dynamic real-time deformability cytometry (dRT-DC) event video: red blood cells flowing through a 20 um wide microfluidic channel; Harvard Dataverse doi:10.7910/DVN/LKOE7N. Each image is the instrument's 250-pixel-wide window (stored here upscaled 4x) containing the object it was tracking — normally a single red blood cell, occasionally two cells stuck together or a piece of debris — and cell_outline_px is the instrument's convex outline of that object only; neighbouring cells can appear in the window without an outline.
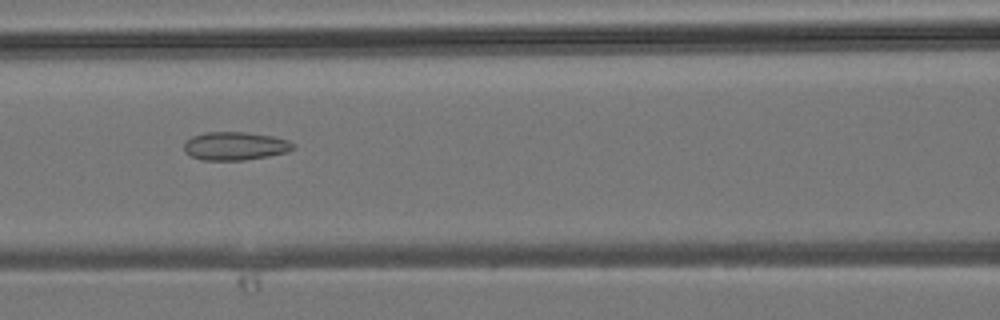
{"species": "common noctule bat (a hibernating species)", "species_latin": "Nyctalus noctula", "temperature_condition": "room temperature", "stored_images_in_passage": 33, "camera_frame_rate_fps": 3000, "um_per_image_px": 0.085, "animal": {"sex": "male", "body_mass_g": 19.2, "forearm_length_mm": 51.8}, "frame": {"image": 1, "passage_image": 9, "time_ms": 2.667, "image_size_px": [1000, 320], "cell_outline_px": [[296, 148], [288, 152], [268, 156], [244, 160], [200, 160], [184, 152], [184, 140], [192, 136], [204, 132], [244, 132], [272, 136], [288, 140], [296, 144]], "centroid_in_image_um": [19.98, 12.41], "position_along_channel_um": 146.6, "area_um2": 18.21}}
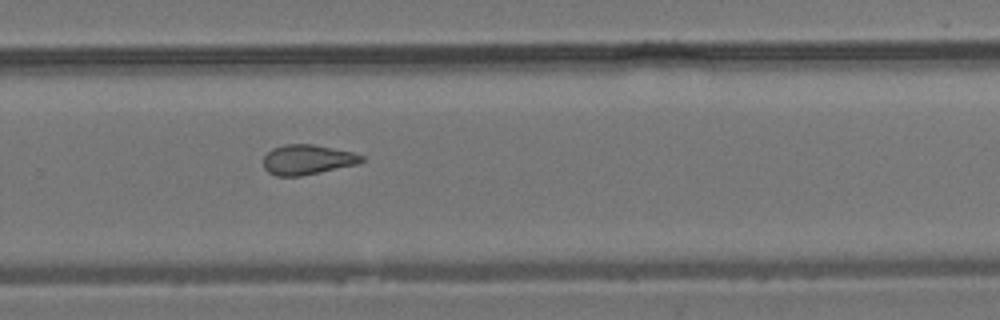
{"frame": {"image": 2, "passage_image": 19, "time_ms": 6.0, "image_size_px": [1000, 320], "cell_outline_px": [[364, 160], [356, 164], [320, 172], [300, 176], [276, 176], [268, 172], [264, 168], [264, 156], [272, 148], [284, 144], [312, 144], [352, 152], [364, 156]], "centroid_in_image_um": [26.1, 13.57], "position_along_channel_um": 303.7, "area_um2": 16.99}}
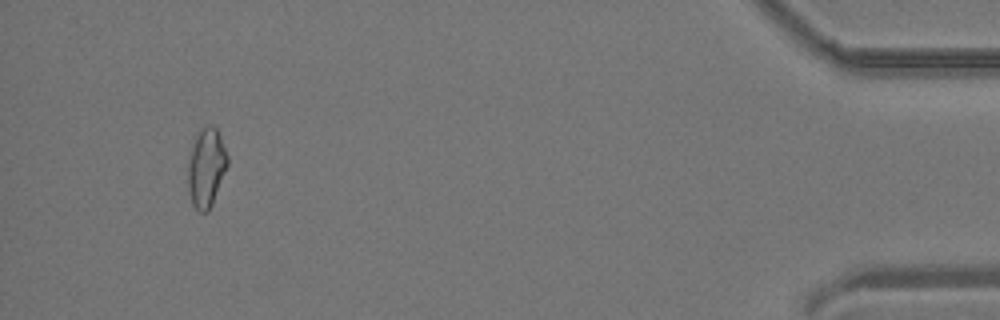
{"frame": {"image": 3, "passage_image": 31, "time_ms": 10.0, "image_size_px": [1000, 320], "cell_outline_px": [[228, 164], [212, 204], [208, 212], [200, 212], [192, 204], [188, 192], [188, 164], [192, 140], [196, 132], [200, 128], [208, 124], [212, 124], [216, 128], [220, 136], [228, 156]], "centroid_in_image_um": [17.51, 14.2], "position_along_channel_um": 417.7, "area_um2": 18.44}}